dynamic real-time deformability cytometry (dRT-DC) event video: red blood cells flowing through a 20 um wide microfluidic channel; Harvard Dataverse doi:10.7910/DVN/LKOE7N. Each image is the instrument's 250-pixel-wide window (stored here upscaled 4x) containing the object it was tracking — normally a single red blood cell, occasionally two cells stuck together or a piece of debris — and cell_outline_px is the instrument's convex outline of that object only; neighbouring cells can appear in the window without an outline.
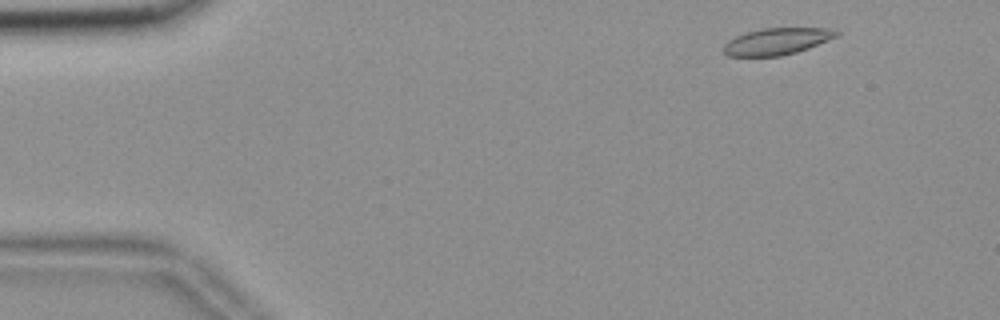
{"species": "common noctule bat (a hibernating species)", "species_latin": "Nyctalus noctula", "temperature_condition": "room temperature", "stored_images_in_passage": 53, "camera_frame_rate_fps": 3000, "um_per_image_px": 0.085, "animal": {"sex": "female", "body_mass_g": 18.4}, "frame": {"image": 1, "passage_image": 3, "time_ms": 0.667, "image_size_px": [1000, 320], "cell_outline_px": [[840, 36], [808, 48], [796, 52], [780, 56], [728, 56], [720, 48], [728, 40], [736, 36], [748, 32], [764, 28], [836, 28], [840, 32]], "centroid_in_image_um": [66.07, 3.51], "position_along_channel_um": 18.9, "area_um2": 17.74}}
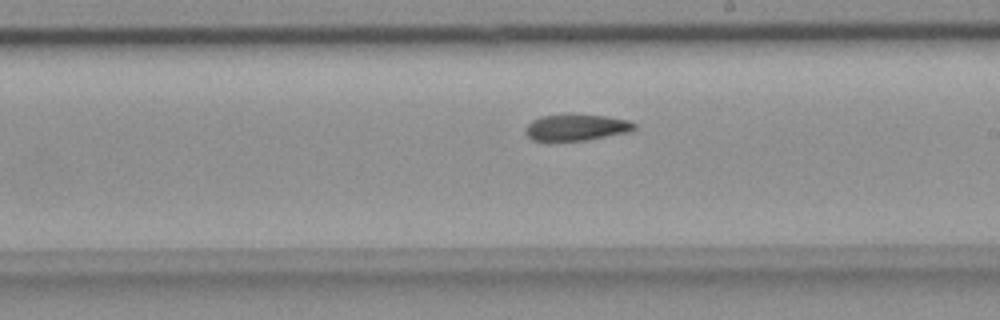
{"frame": {"image": 2, "passage_image": 29, "time_ms": 9.333, "image_size_px": [1000, 320], "cell_outline_px": [[636, 128], [632, 132], [588, 140], [552, 144], [548, 144], [532, 140], [524, 132], [524, 128], [532, 120], [540, 116], [572, 112], [608, 116], [628, 120], [636, 124]], "centroid_in_image_um": [48.94, 10.85], "position_along_channel_um": 240.1, "area_um2": 18.26}}
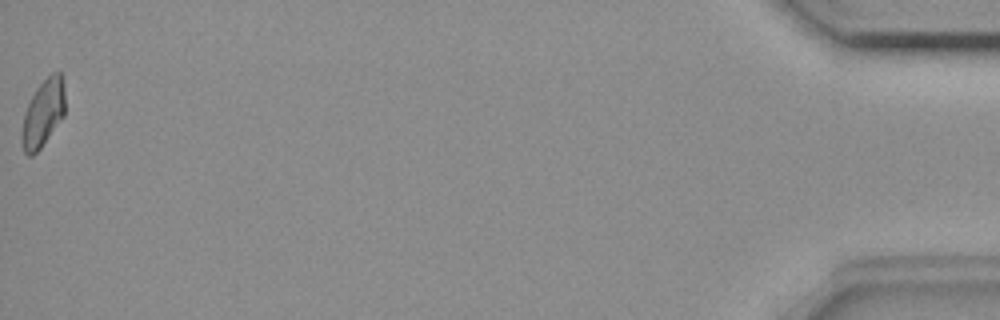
{"frame": {"image": 3, "passage_image": 53, "time_ms": 17.333, "image_size_px": [1000, 320], "cell_outline_px": [[64, 116], [40, 148], [32, 156], [28, 156], [24, 152], [20, 140], [20, 132], [24, 116], [28, 104], [36, 88], [52, 72], [60, 72], [64, 84]], "centroid_in_image_um": [3.64, 9.64], "position_along_channel_um": 431.6, "area_um2": 16.88}, "authors_computed_cell_mechanics": {"area_um2": 17.5134, "velocity_mm_per_s": 3.6304, "shape_relaxation_time_tau1_ms": null, "shape_relaxation_time_tau2_ms": 7.8549, "deformation_change_tau1": null, "deformation_change_tau2": 0.1244}}